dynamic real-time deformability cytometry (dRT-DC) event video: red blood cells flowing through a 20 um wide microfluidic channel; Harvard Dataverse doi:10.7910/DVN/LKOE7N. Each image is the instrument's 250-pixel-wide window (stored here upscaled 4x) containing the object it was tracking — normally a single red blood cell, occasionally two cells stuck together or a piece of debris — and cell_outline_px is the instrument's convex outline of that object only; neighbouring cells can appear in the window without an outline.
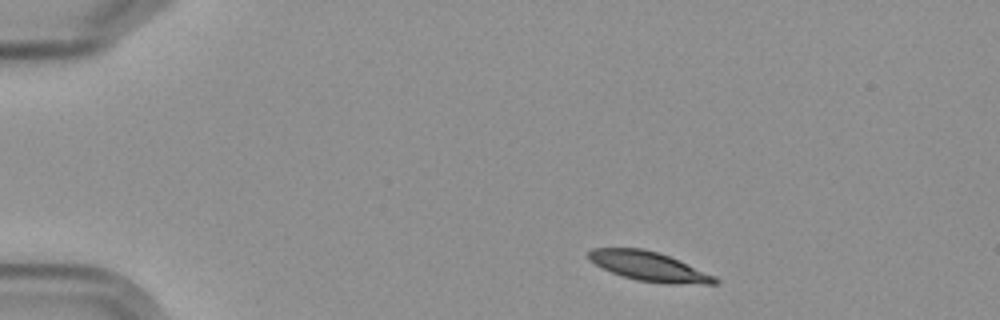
{"species": "Egyptian fruit bat (a non-hibernating species)", "species_latin": "Rousettus aegyptiacus", "temperature_condition": "cold", "stored_images_in_passage": 3, "camera_frame_rate_fps": 3000, "um_per_image_px": 0.085, "frame": {"image": 1, "passage_image": 1, "time_ms": 0.0, "image_size_px": [1000, 320], "cell_outline_px": [[720, 284], [668, 284], [636, 280], [612, 272], [588, 260], [588, 252], [592, 248], [644, 248], [660, 252], [680, 260], [716, 276], [720, 280]], "centroid_in_image_um": [55.23, 22.64], "position_along_channel_um": 29.8, "area_um2": 21.85}}